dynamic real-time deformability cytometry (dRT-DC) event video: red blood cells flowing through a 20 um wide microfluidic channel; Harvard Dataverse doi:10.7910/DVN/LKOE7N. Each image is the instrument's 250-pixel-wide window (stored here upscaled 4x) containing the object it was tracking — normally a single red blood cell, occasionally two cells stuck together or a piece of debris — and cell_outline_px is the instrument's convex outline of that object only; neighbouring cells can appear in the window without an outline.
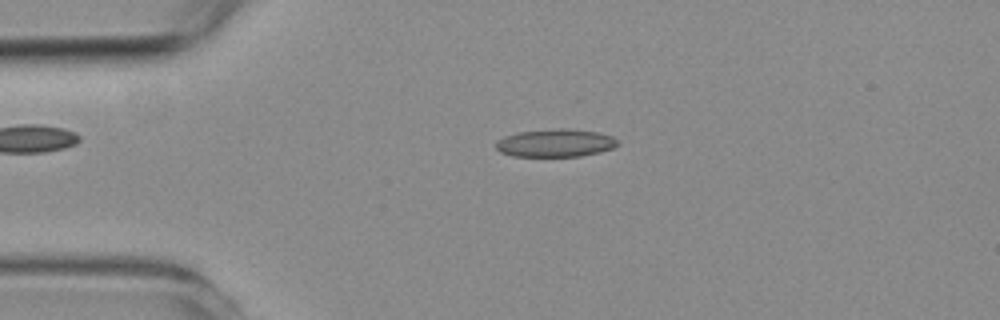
{"species": "common noctule bat (a hibernating species)", "species_latin": "Nyctalus noctula", "temperature_condition": "room temperature", "stored_images_in_passage": 44, "camera_frame_rate_fps": 3000, "um_per_image_px": 0.085, "animal": {"sex": "female", "body_mass_g": 19.3, "forearm_length_mm": 54.1}, "frame": {"image": 1, "passage_image": 2, "time_ms": 0.333, "image_size_px": [1000, 320], "cell_outline_px": [[620, 144], [612, 148], [600, 152], [580, 156], [512, 156], [500, 152], [496, 148], [496, 140], [504, 136], [520, 132], [560, 128], [564, 128], [596, 132], [612, 136]], "centroid_in_image_um": [47.19, 12.16], "position_along_channel_um": 37.8, "area_um2": 19.65}}
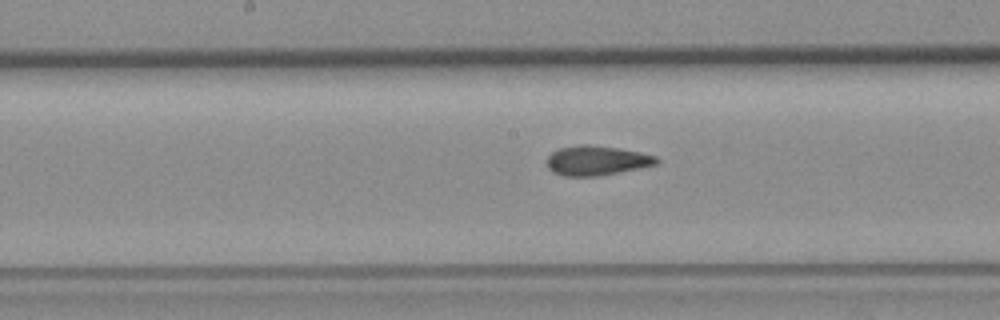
{"frame": {"image": 2, "passage_image": 17, "time_ms": 5.333, "image_size_px": [1000, 320], "cell_outline_px": [[660, 160], [656, 164], [640, 168], [600, 176], [564, 176], [552, 172], [548, 168], [548, 156], [552, 152], [560, 148], [580, 144], [588, 144], [620, 148], [640, 152], [656, 156]], "centroid_in_image_um": [50.72, 13.64], "position_along_channel_um": 197.5, "area_um2": 19.02}}
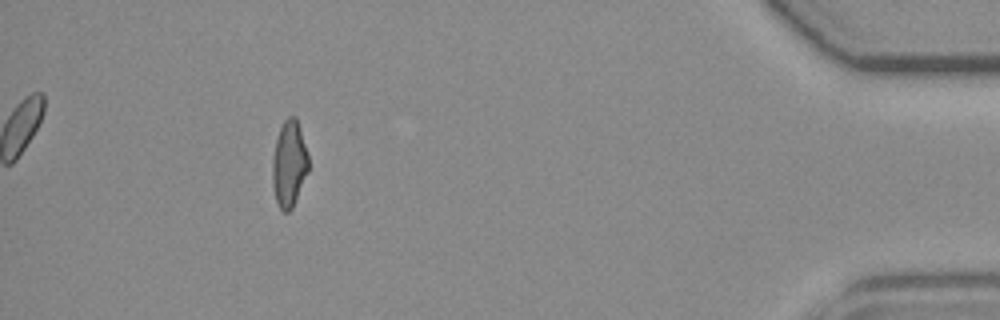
{"frame": {"image": 3, "passage_image": 39, "time_ms": 12.667, "image_size_px": [1000, 320], "cell_outline_px": [[308, 172], [292, 208], [288, 212], [284, 212], [280, 208], [276, 200], [272, 184], [272, 160], [276, 140], [280, 128], [284, 120], [288, 116], [296, 116], [300, 128], [308, 156]], "centroid_in_image_um": [24.57, 13.92], "position_along_channel_um": 410.6, "area_um2": 18.03}, "authors_computed_cell_mechanics": {"area_um2": 18.8139, "velocity_mm_per_s": 3.7817, "shape_relaxation_time_tau1_ms": null, "shape_relaxation_time_tau2_ms": 2.8447, "deformation_change_tau1": null, "deformation_change_tau2": 0.108}}